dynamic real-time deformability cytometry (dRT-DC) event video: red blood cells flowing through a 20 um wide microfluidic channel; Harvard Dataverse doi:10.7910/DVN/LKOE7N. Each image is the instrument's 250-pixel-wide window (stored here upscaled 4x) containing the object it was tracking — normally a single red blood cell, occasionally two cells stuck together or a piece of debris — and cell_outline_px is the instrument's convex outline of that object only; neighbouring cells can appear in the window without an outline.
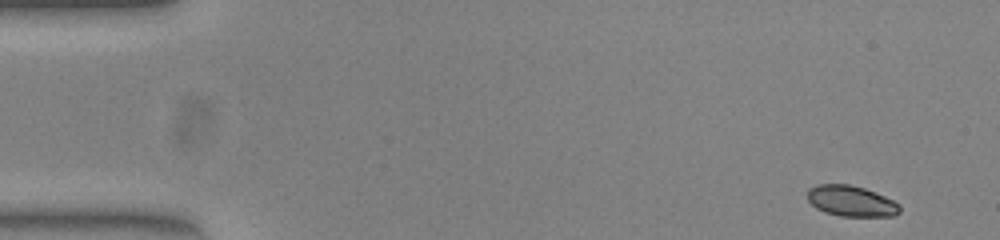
{"species": "common noctule bat (a hibernating species)", "species_latin": "Nyctalus noctula", "temperature_condition": "warm", "stored_images_in_passage": 51, "camera_frame_rate_fps": 3000, "um_per_image_px": 0.085, "animal": {"sex": "female", "body_mass_g": 23.0, "forearm_length_mm": 53.4}, "frame": {"image": 1, "passage_image": 1, "time_ms": 0.0, "image_size_px": [1000, 240], "cell_outline_px": [[900, 212], [892, 216], [840, 216], [824, 212], [816, 208], [808, 200], [808, 188], [816, 184], [848, 184], [864, 188], [876, 192], [900, 204]], "centroid_in_image_um": [72.34, 17.08], "position_along_channel_um": 12.7, "area_um2": 16.59}}
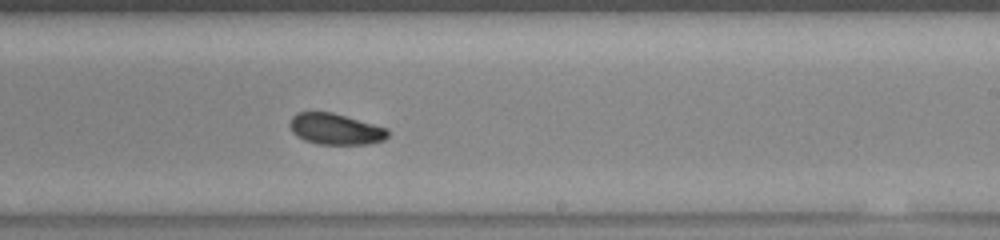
{"frame": {"image": 2, "passage_image": 30, "time_ms": 9.667, "image_size_px": [1000, 240], "cell_outline_px": [[388, 136], [384, 140], [368, 144], [316, 144], [304, 140], [296, 136], [292, 132], [288, 124], [292, 116], [296, 112], [332, 112], [388, 128]], "centroid_in_image_um": [28.48, 10.97], "position_along_channel_um": 260.5, "area_um2": 17.92}}
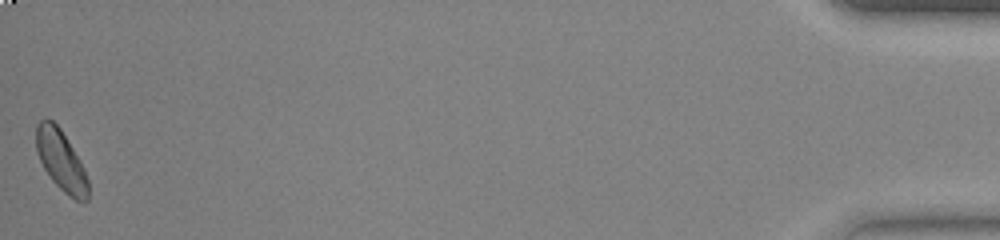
{"frame": {"image": 3, "passage_image": 51, "time_ms": 16.667, "image_size_px": [1000, 240], "cell_outline_px": [[88, 200], [76, 200], [68, 196], [52, 180], [44, 168], [36, 152], [36, 124], [40, 120], [52, 120], [60, 128], [80, 160], [84, 168], [88, 180]], "centroid_in_image_um": [5.18, 13.64], "position_along_channel_um": 430.0, "area_um2": 18.15}, "authors_computed_cell_mechanics": {"area_um2": 18.1492, "velocity_mm_per_s": 3.8428, "shape_relaxation_time_tau1_ms": 2.1732, "shape_relaxation_time_tau2_ms": 6.1593, "deformation_change_tau1": 0.0662, "deformation_change_tau2": 0.0603}}